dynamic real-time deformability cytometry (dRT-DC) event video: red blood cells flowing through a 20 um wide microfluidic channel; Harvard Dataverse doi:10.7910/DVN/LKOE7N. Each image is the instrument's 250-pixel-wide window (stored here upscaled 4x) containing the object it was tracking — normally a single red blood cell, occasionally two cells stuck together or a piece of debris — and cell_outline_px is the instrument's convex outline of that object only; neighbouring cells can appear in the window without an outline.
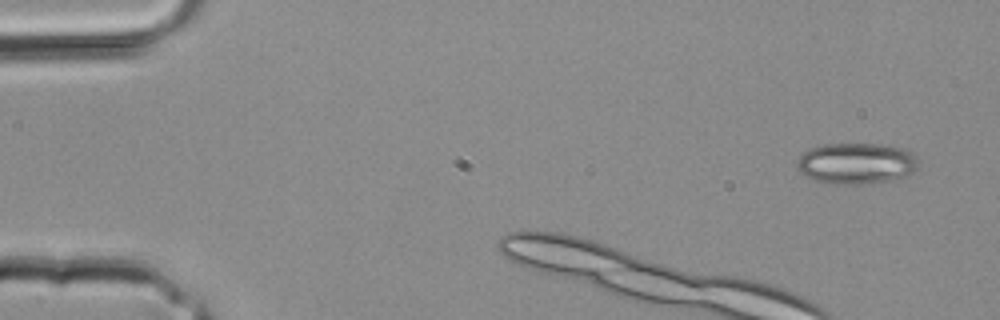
{"species": "common noctule bat (a hibernating species)", "species_latin": "Nyctalus noctula", "temperature_condition": "room temperature", "stored_images_in_passage": 3, "camera_frame_rate_fps": 3000, "um_per_image_px": 0.085, "animal": {"sex": "male", "body_mass_g": 20.4}, "frame": {"image": 1, "passage_image": 1, "time_ms": 0.0, "image_size_px": [1000, 320], "cell_outline_px": [[920, 164], [916, 172], [908, 176], [892, 180], [856, 184], [836, 184], [812, 180], [804, 176], [796, 168], [796, 164], [800, 156], [804, 152], [812, 148], [824, 144], [880, 144], [904, 148], [912, 152], [920, 160]], "centroid_in_image_um": [72.84, 13.89], "position_along_channel_um": 12.2, "area_um2": 29.54}}